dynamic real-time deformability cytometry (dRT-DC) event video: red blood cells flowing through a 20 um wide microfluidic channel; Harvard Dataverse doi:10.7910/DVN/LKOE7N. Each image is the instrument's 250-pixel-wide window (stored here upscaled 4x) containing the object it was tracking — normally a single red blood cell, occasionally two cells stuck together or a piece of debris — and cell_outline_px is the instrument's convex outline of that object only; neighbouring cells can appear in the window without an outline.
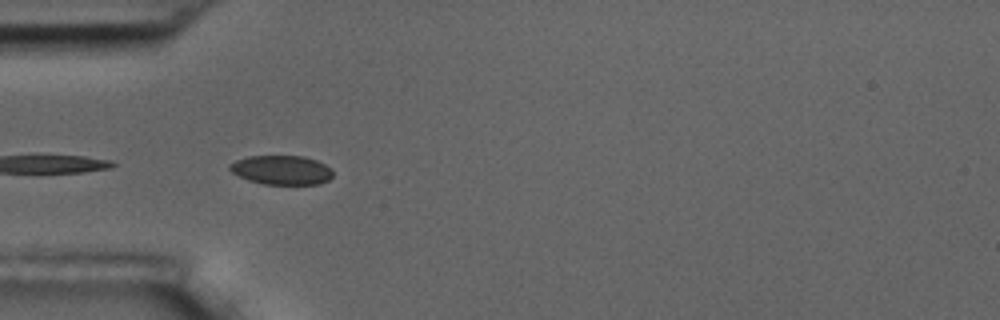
{"species": "common noctule bat (a hibernating species)", "species_latin": "Nyctalus noctula", "temperature_condition": "room temperature", "stored_images_in_passage": 10, "camera_frame_rate_fps": 3000, "um_per_image_px": 0.085, "animal": {"sex": "male", "body_mass_g": 17.5, "forearm_length_mm": 52.3}, "frame": {"image": 1, "passage_image": 5, "time_ms": 5.667, "image_size_px": [1000, 320], "cell_outline_px": [[332, 176], [328, 180], [320, 184], [264, 184], [248, 180], [232, 172], [228, 168], [228, 164], [236, 160], [248, 156], [304, 156], [316, 160], [332, 168]], "centroid_in_image_um": [23.93, 14.45], "position_along_channel_um": 61.1, "area_um2": 17.57}}
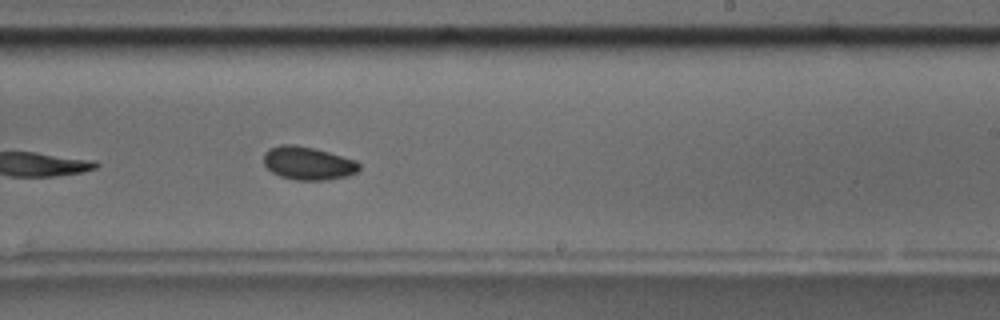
{"frame": {"image": 2, "passage_image": 10, "time_ms": 11.333, "image_size_px": [1000, 320], "cell_outline_px": [[360, 168], [356, 172], [348, 176], [324, 180], [296, 180], [280, 176], [272, 172], [264, 164], [264, 152], [268, 148], [280, 144], [296, 144], [328, 152], [356, 160], [360, 164]], "centroid_in_image_um": [26.16, 13.87], "position_along_channel_um": 262.8, "area_um2": 18.5}}